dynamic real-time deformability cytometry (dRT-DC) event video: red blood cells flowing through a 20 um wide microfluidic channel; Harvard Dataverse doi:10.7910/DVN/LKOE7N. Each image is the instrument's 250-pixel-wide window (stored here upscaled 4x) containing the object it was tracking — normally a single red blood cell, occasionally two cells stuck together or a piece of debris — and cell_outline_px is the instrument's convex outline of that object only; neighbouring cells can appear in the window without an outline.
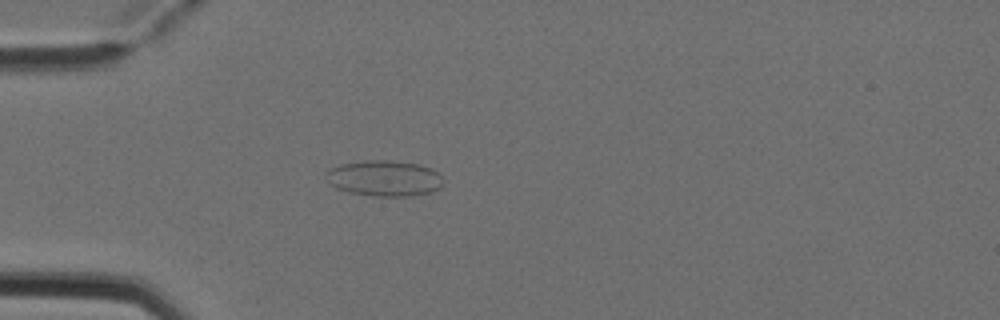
{"species": "Egyptian fruit bat (a non-hibernating species)", "species_latin": "Rousettus aegyptiacus", "temperature_condition": "cold", "stored_images_in_passage": 4, "camera_frame_rate_fps": 3000, "um_per_image_px": 0.085, "animal": {"sex": "female"}, "frame": {"image": 1, "passage_image": 3, "time_ms": 0.667, "image_size_px": [1000, 320], "cell_outline_px": [[444, 180], [440, 188], [432, 192], [408, 196], [372, 196], [348, 192], [336, 188], [328, 184], [324, 176], [324, 172], [340, 164], [364, 160], [392, 160], [420, 164], [432, 168]], "centroid_in_image_um": [32.64, 15.15], "position_along_channel_um": 52.4, "area_um2": 24.85}}